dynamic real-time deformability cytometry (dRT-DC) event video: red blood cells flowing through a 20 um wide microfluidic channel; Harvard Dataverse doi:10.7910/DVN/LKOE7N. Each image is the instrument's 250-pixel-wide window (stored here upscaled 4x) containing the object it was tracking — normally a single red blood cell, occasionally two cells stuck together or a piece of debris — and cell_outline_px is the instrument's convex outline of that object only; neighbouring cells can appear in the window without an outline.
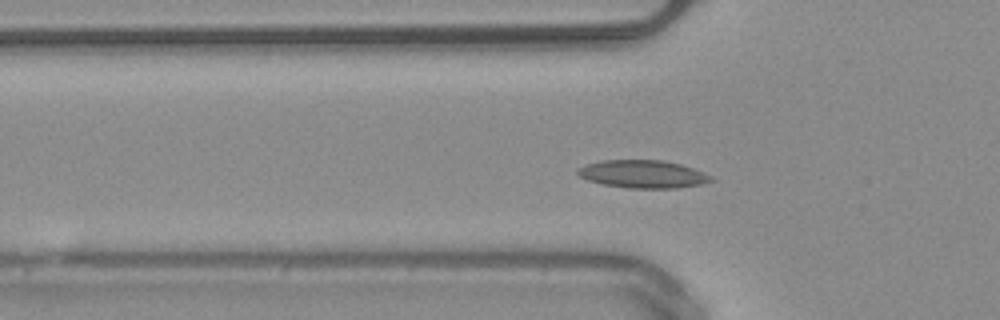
{"species": "common noctule bat (a hibernating species)", "species_latin": "Nyctalus noctula", "temperature_condition": "warm", "stored_images_in_passage": 48, "camera_frame_rate_fps": 3000, "um_per_image_px": 0.085, "animal": {"sex": "male", "body_mass_g": 20.4}, "frame": {"image": 1, "passage_image": 14, "time_ms": 4.333, "image_size_px": [1000, 320], "cell_outline_px": [[716, 180], [700, 184], [676, 188], [628, 188], [604, 184], [588, 180], [580, 176], [576, 172], [576, 168], [600, 160], [664, 160], [680, 164], [704, 172], [712, 176]], "centroid_in_image_um": [54.65, 14.79], "position_along_channel_um": 71.1, "area_um2": 21.62}, "authors_computed_cell_mechanics": {"area_um2": 19.5653, "velocity_mm_per_s": 3.9786, "shape_relaxation_time_tau1_ms": 5.0448, "shape_relaxation_time_tau2_ms": 8.9117, "deformation_change_tau1": 0.1184, "deformation_change_tau2": 0.1461}}